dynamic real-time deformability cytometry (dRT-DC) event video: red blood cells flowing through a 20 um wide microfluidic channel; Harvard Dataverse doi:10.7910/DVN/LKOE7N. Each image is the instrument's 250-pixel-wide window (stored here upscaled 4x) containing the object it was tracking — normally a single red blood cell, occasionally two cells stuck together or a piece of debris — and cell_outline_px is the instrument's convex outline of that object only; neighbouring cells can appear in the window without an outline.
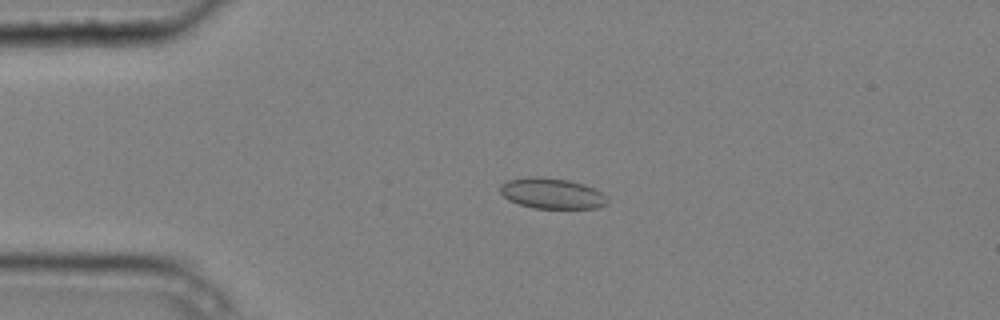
{"species": "common noctule bat (a hibernating species)", "species_latin": "Nyctalus noctula", "temperature_condition": "cold", "stored_images_in_passage": 3, "camera_frame_rate_fps": 3000, "um_per_image_px": 0.085, "animal": {"sex": "male", "body_mass_g": 20.4}, "frame": {"image": 1, "passage_image": 3, "time_ms": 0.667, "image_size_px": [1000, 320], "cell_outline_px": [[608, 204], [596, 208], [532, 208], [508, 200], [500, 192], [500, 184], [508, 180], [528, 176], [536, 176], [568, 180], [584, 184], [608, 196]], "centroid_in_image_um": [46.9, 16.44], "position_along_channel_um": 38.1, "area_um2": 19.19}}